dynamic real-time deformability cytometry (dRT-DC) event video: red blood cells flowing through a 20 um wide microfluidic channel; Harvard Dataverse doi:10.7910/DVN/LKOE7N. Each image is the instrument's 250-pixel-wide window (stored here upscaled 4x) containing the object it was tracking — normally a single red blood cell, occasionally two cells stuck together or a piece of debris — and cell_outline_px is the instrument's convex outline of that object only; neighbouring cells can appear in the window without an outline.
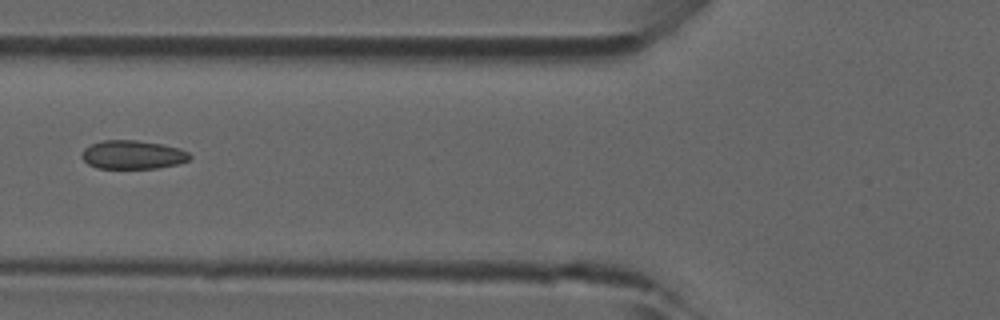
{"species": "common noctule bat (a hibernating species)", "species_latin": "Nyctalus noctula", "temperature_condition": "room temperature", "stored_images_in_passage": 41, "camera_frame_rate_fps": 3000, "um_per_image_px": 0.085, "animal": {"sex": "male", "forearm_length_mm": 52.5}, "frame": {"image": 1, "passage_image": 12, "time_ms": 3.667, "image_size_px": [1000, 320], "cell_outline_px": [[192, 156], [188, 160], [176, 164], [156, 168], [96, 168], [88, 164], [80, 156], [84, 148], [92, 144], [104, 140], [136, 140], [164, 144], [180, 148], [188, 152]], "centroid_in_image_um": [11.28, 13.14], "position_along_channel_um": 114.5, "area_um2": 18.03}}